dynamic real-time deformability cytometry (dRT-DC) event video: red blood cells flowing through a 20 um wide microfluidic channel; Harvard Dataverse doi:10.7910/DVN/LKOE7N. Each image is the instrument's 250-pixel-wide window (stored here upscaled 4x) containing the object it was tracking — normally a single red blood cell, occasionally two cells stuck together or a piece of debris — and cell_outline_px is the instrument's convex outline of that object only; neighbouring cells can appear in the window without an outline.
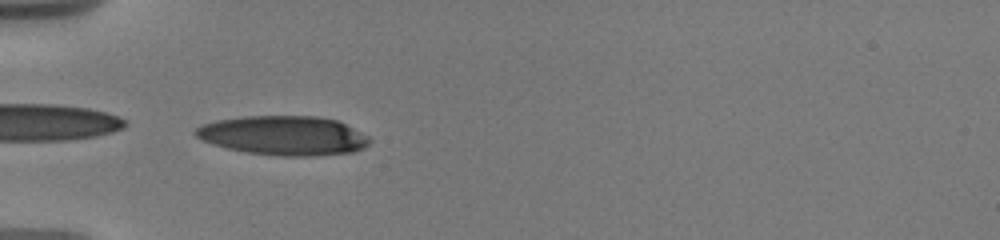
{"species": "human", "species_latin": "Homo sapiens", "temperature_condition": "warm", "stored_images_in_passage": 30, "camera_frame_rate_fps": 3000, "um_per_image_px": 0.085, "donor": {"sex": "male"}, "frame": {"image": 1, "passage_image": 27, "time_ms": 6.333, "image_size_px": [1000, 240], "cell_outline_px": [[372, 140], [364, 148], [352, 152], [312, 156], [280, 156], [248, 152], [228, 148], [212, 144], [196, 136], [192, 132], [200, 124], [216, 120], [244, 116], [316, 116], [336, 120], [368, 136]], "centroid_in_image_um": [24.08, 11.52], "position_along_channel_um": 60.9, "area_um2": 39.77}}
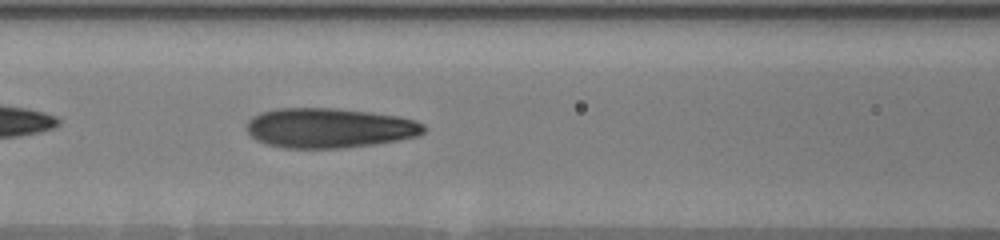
{"frame": {"image": 2, "passage_image": 30, "time_ms": 8.667, "image_size_px": [1000, 240], "cell_outline_px": [[428, 128], [420, 136], [400, 140], [376, 144], [344, 148], [284, 148], [268, 144], [256, 140], [244, 128], [248, 120], [252, 116], [260, 112], [276, 108], [336, 108], [400, 116], [416, 120], [424, 124]], "centroid_in_image_um": [28.02, 10.88], "position_along_channel_um": 138.6, "area_um2": 41.67}}